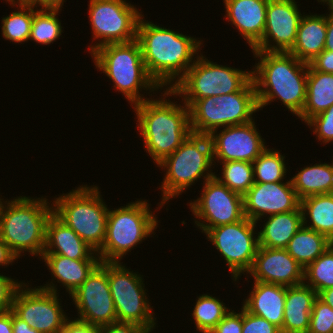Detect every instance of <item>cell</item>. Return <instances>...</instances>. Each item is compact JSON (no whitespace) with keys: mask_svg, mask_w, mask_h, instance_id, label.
<instances>
[{"mask_svg":"<svg viewBox=\"0 0 333 333\" xmlns=\"http://www.w3.org/2000/svg\"><path fill=\"white\" fill-rule=\"evenodd\" d=\"M143 17L138 21L136 40L146 70L161 90L172 89L194 64L203 40L166 29Z\"/></svg>","mask_w":333,"mask_h":333,"instance_id":"cell-1","label":"cell"},{"mask_svg":"<svg viewBox=\"0 0 333 333\" xmlns=\"http://www.w3.org/2000/svg\"><path fill=\"white\" fill-rule=\"evenodd\" d=\"M252 52L254 58L259 60L252 70L259 110L273 100H280L288 111L298 117L306 100L309 64L289 52Z\"/></svg>","mask_w":333,"mask_h":333,"instance_id":"cell-2","label":"cell"},{"mask_svg":"<svg viewBox=\"0 0 333 333\" xmlns=\"http://www.w3.org/2000/svg\"><path fill=\"white\" fill-rule=\"evenodd\" d=\"M163 92L159 99L151 97L132 105L144 149L156 165L172 154L192 133L189 107L185 103L181 105L169 100L168 97L174 96L172 89Z\"/></svg>","mask_w":333,"mask_h":333,"instance_id":"cell-3","label":"cell"},{"mask_svg":"<svg viewBox=\"0 0 333 333\" xmlns=\"http://www.w3.org/2000/svg\"><path fill=\"white\" fill-rule=\"evenodd\" d=\"M53 205L46 197H14L0 207V238L17 257L25 252L41 258L46 239V225ZM23 253V254H22ZM22 254V255H21Z\"/></svg>","mask_w":333,"mask_h":333,"instance_id":"cell-4","label":"cell"},{"mask_svg":"<svg viewBox=\"0 0 333 333\" xmlns=\"http://www.w3.org/2000/svg\"><path fill=\"white\" fill-rule=\"evenodd\" d=\"M91 57L97 70L112 80L115 90L122 93L131 105L149 99L140 93L142 90L154 94L161 89L146 70L137 40L102 45L91 53Z\"/></svg>","mask_w":333,"mask_h":333,"instance_id":"cell-5","label":"cell"},{"mask_svg":"<svg viewBox=\"0 0 333 333\" xmlns=\"http://www.w3.org/2000/svg\"><path fill=\"white\" fill-rule=\"evenodd\" d=\"M213 153L212 143L209 135L191 133L188 138L157 167L166 171L161 182L162 201L161 209L165 204L178 197L198 179L206 180L212 178ZM202 177V178H201Z\"/></svg>","mask_w":333,"mask_h":333,"instance_id":"cell-6","label":"cell"},{"mask_svg":"<svg viewBox=\"0 0 333 333\" xmlns=\"http://www.w3.org/2000/svg\"><path fill=\"white\" fill-rule=\"evenodd\" d=\"M97 185H82L55 197L53 214L70 227L96 253L106 237L109 208Z\"/></svg>","mask_w":333,"mask_h":333,"instance_id":"cell-7","label":"cell"},{"mask_svg":"<svg viewBox=\"0 0 333 333\" xmlns=\"http://www.w3.org/2000/svg\"><path fill=\"white\" fill-rule=\"evenodd\" d=\"M189 107L192 133L210 135L214 130L253 121L259 111L253 80L242 90L203 99H182Z\"/></svg>","mask_w":333,"mask_h":333,"instance_id":"cell-8","label":"cell"},{"mask_svg":"<svg viewBox=\"0 0 333 333\" xmlns=\"http://www.w3.org/2000/svg\"><path fill=\"white\" fill-rule=\"evenodd\" d=\"M149 206L146 199H137L126 206L109 209L105 241L97 252L100 261L121 262L131 249L155 233L159 221Z\"/></svg>","mask_w":333,"mask_h":333,"instance_id":"cell-9","label":"cell"},{"mask_svg":"<svg viewBox=\"0 0 333 333\" xmlns=\"http://www.w3.org/2000/svg\"><path fill=\"white\" fill-rule=\"evenodd\" d=\"M252 80L249 71L220 65L208 60L201 53L185 76L172 88L174 97L203 99L242 90Z\"/></svg>","mask_w":333,"mask_h":333,"instance_id":"cell-10","label":"cell"},{"mask_svg":"<svg viewBox=\"0 0 333 333\" xmlns=\"http://www.w3.org/2000/svg\"><path fill=\"white\" fill-rule=\"evenodd\" d=\"M121 262H106V272L118 322L135 323L151 332L156 327L153 306L143 277Z\"/></svg>","mask_w":333,"mask_h":333,"instance_id":"cell-11","label":"cell"},{"mask_svg":"<svg viewBox=\"0 0 333 333\" xmlns=\"http://www.w3.org/2000/svg\"><path fill=\"white\" fill-rule=\"evenodd\" d=\"M89 22L93 40L91 54L98 47L109 43H127L136 40L137 25L142 12L126 0H90ZM140 11V12H139Z\"/></svg>","mask_w":333,"mask_h":333,"instance_id":"cell-12","label":"cell"},{"mask_svg":"<svg viewBox=\"0 0 333 333\" xmlns=\"http://www.w3.org/2000/svg\"><path fill=\"white\" fill-rule=\"evenodd\" d=\"M255 227L256 222L244 217L238 222L219 225L205 232L206 239L224 258L235 282L242 274L249 272L257 254L259 239Z\"/></svg>","mask_w":333,"mask_h":333,"instance_id":"cell-13","label":"cell"},{"mask_svg":"<svg viewBox=\"0 0 333 333\" xmlns=\"http://www.w3.org/2000/svg\"><path fill=\"white\" fill-rule=\"evenodd\" d=\"M202 189L200 197L188 204L197 219L194 224L202 233L245 217L243 196L231 191L215 176L203 182Z\"/></svg>","mask_w":333,"mask_h":333,"instance_id":"cell-14","label":"cell"},{"mask_svg":"<svg viewBox=\"0 0 333 333\" xmlns=\"http://www.w3.org/2000/svg\"><path fill=\"white\" fill-rule=\"evenodd\" d=\"M58 297L59 293L23 283L15 294L12 311L40 333H58L70 318Z\"/></svg>","mask_w":333,"mask_h":333,"instance_id":"cell-15","label":"cell"},{"mask_svg":"<svg viewBox=\"0 0 333 333\" xmlns=\"http://www.w3.org/2000/svg\"><path fill=\"white\" fill-rule=\"evenodd\" d=\"M70 297L78 312L74 319L98 327L117 321L106 262L101 261Z\"/></svg>","mask_w":333,"mask_h":333,"instance_id":"cell-16","label":"cell"},{"mask_svg":"<svg viewBox=\"0 0 333 333\" xmlns=\"http://www.w3.org/2000/svg\"><path fill=\"white\" fill-rule=\"evenodd\" d=\"M299 9L295 0H269L264 34L252 51L289 52L303 16Z\"/></svg>","mask_w":333,"mask_h":333,"instance_id":"cell-17","label":"cell"},{"mask_svg":"<svg viewBox=\"0 0 333 333\" xmlns=\"http://www.w3.org/2000/svg\"><path fill=\"white\" fill-rule=\"evenodd\" d=\"M255 124L253 120L240 125L224 127L220 131L216 129L209 135L214 167L219 161L252 163L267 148L265 139H262Z\"/></svg>","mask_w":333,"mask_h":333,"instance_id":"cell-18","label":"cell"},{"mask_svg":"<svg viewBox=\"0 0 333 333\" xmlns=\"http://www.w3.org/2000/svg\"><path fill=\"white\" fill-rule=\"evenodd\" d=\"M243 204L245 217L258 223L267 215L295 211L300 199L290 178L285 182L254 183L243 195Z\"/></svg>","mask_w":333,"mask_h":333,"instance_id":"cell-19","label":"cell"},{"mask_svg":"<svg viewBox=\"0 0 333 333\" xmlns=\"http://www.w3.org/2000/svg\"><path fill=\"white\" fill-rule=\"evenodd\" d=\"M254 281L295 286L304 283V269L286 249L258 248L249 272Z\"/></svg>","mask_w":333,"mask_h":333,"instance_id":"cell-20","label":"cell"},{"mask_svg":"<svg viewBox=\"0 0 333 333\" xmlns=\"http://www.w3.org/2000/svg\"><path fill=\"white\" fill-rule=\"evenodd\" d=\"M269 0H223L225 19L238 29L252 49L264 34Z\"/></svg>","mask_w":333,"mask_h":333,"instance_id":"cell-21","label":"cell"},{"mask_svg":"<svg viewBox=\"0 0 333 333\" xmlns=\"http://www.w3.org/2000/svg\"><path fill=\"white\" fill-rule=\"evenodd\" d=\"M40 259L44 260L53 279L50 283L47 282L39 287L54 293H59L57 291V284L55 283L58 282L65 287L69 295L83 284L88 275L101 262L100 260H72L58 254H42ZM54 279L57 281H54Z\"/></svg>","mask_w":333,"mask_h":333,"instance_id":"cell-22","label":"cell"},{"mask_svg":"<svg viewBox=\"0 0 333 333\" xmlns=\"http://www.w3.org/2000/svg\"><path fill=\"white\" fill-rule=\"evenodd\" d=\"M43 254H58L72 260H100L99 255L54 214L46 225Z\"/></svg>","mask_w":333,"mask_h":333,"instance_id":"cell-23","label":"cell"},{"mask_svg":"<svg viewBox=\"0 0 333 333\" xmlns=\"http://www.w3.org/2000/svg\"><path fill=\"white\" fill-rule=\"evenodd\" d=\"M252 290L243 301V307L253 315L266 319L282 328L286 286L254 281Z\"/></svg>","mask_w":333,"mask_h":333,"instance_id":"cell-24","label":"cell"},{"mask_svg":"<svg viewBox=\"0 0 333 333\" xmlns=\"http://www.w3.org/2000/svg\"><path fill=\"white\" fill-rule=\"evenodd\" d=\"M317 292L301 283L286 286L284 321L281 333H307Z\"/></svg>","mask_w":333,"mask_h":333,"instance_id":"cell-25","label":"cell"},{"mask_svg":"<svg viewBox=\"0 0 333 333\" xmlns=\"http://www.w3.org/2000/svg\"><path fill=\"white\" fill-rule=\"evenodd\" d=\"M327 29L326 14H306L299 22L297 38L294 46L289 51L301 62L309 64L325 47Z\"/></svg>","mask_w":333,"mask_h":333,"instance_id":"cell-26","label":"cell"},{"mask_svg":"<svg viewBox=\"0 0 333 333\" xmlns=\"http://www.w3.org/2000/svg\"><path fill=\"white\" fill-rule=\"evenodd\" d=\"M263 229L258 231L259 246L285 249L292 237L303 226V215L299 206L289 211L267 216Z\"/></svg>","mask_w":333,"mask_h":333,"instance_id":"cell-27","label":"cell"},{"mask_svg":"<svg viewBox=\"0 0 333 333\" xmlns=\"http://www.w3.org/2000/svg\"><path fill=\"white\" fill-rule=\"evenodd\" d=\"M333 104V73L314 70L310 65L307 74L306 100L298 116L306 124L314 116L324 112Z\"/></svg>","mask_w":333,"mask_h":333,"instance_id":"cell-28","label":"cell"},{"mask_svg":"<svg viewBox=\"0 0 333 333\" xmlns=\"http://www.w3.org/2000/svg\"><path fill=\"white\" fill-rule=\"evenodd\" d=\"M298 198L333 193V161L303 167L291 178Z\"/></svg>","mask_w":333,"mask_h":333,"instance_id":"cell-29","label":"cell"},{"mask_svg":"<svg viewBox=\"0 0 333 333\" xmlns=\"http://www.w3.org/2000/svg\"><path fill=\"white\" fill-rule=\"evenodd\" d=\"M300 207L303 225L325 235L333 242V193L301 199Z\"/></svg>","mask_w":333,"mask_h":333,"instance_id":"cell-30","label":"cell"},{"mask_svg":"<svg viewBox=\"0 0 333 333\" xmlns=\"http://www.w3.org/2000/svg\"><path fill=\"white\" fill-rule=\"evenodd\" d=\"M332 244L325 235L303 225L285 249L305 269Z\"/></svg>","mask_w":333,"mask_h":333,"instance_id":"cell-31","label":"cell"},{"mask_svg":"<svg viewBox=\"0 0 333 333\" xmlns=\"http://www.w3.org/2000/svg\"><path fill=\"white\" fill-rule=\"evenodd\" d=\"M230 312V308L220 299L209 294L197 297L193 312L196 330L201 333L211 332L216 325Z\"/></svg>","mask_w":333,"mask_h":333,"instance_id":"cell-32","label":"cell"},{"mask_svg":"<svg viewBox=\"0 0 333 333\" xmlns=\"http://www.w3.org/2000/svg\"><path fill=\"white\" fill-rule=\"evenodd\" d=\"M12 6H18V11H13L2 18V37L10 42L22 44V42L29 41L30 38L34 6L25 1Z\"/></svg>","mask_w":333,"mask_h":333,"instance_id":"cell-33","label":"cell"},{"mask_svg":"<svg viewBox=\"0 0 333 333\" xmlns=\"http://www.w3.org/2000/svg\"><path fill=\"white\" fill-rule=\"evenodd\" d=\"M285 156L277 149L266 148L253 162L254 183L283 182L288 171Z\"/></svg>","mask_w":333,"mask_h":333,"instance_id":"cell-34","label":"cell"},{"mask_svg":"<svg viewBox=\"0 0 333 333\" xmlns=\"http://www.w3.org/2000/svg\"><path fill=\"white\" fill-rule=\"evenodd\" d=\"M31 25L30 41L42 45L53 44L63 33V27L59 20L60 9L36 8Z\"/></svg>","mask_w":333,"mask_h":333,"instance_id":"cell-35","label":"cell"},{"mask_svg":"<svg viewBox=\"0 0 333 333\" xmlns=\"http://www.w3.org/2000/svg\"><path fill=\"white\" fill-rule=\"evenodd\" d=\"M222 164V177L214 175L231 191L244 195L254 184L253 164L244 161H227Z\"/></svg>","mask_w":333,"mask_h":333,"instance_id":"cell-36","label":"cell"},{"mask_svg":"<svg viewBox=\"0 0 333 333\" xmlns=\"http://www.w3.org/2000/svg\"><path fill=\"white\" fill-rule=\"evenodd\" d=\"M304 283L317 294L333 287V244L304 269Z\"/></svg>","mask_w":333,"mask_h":333,"instance_id":"cell-37","label":"cell"},{"mask_svg":"<svg viewBox=\"0 0 333 333\" xmlns=\"http://www.w3.org/2000/svg\"><path fill=\"white\" fill-rule=\"evenodd\" d=\"M307 333H333V309L319 298L314 302Z\"/></svg>","mask_w":333,"mask_h":333,"instance_id":"cell-38","label":"cell"},{"mask_svg":"<svg viewBox=\"0 0 333 333\" xmlns=\"http://www.w3.org/2000/svg\"><path fill=\"white\" fill-rule=\"evenodd\" d=\"M313 134L323 144L333 143V104L324 112L314 116L307 123Z\"/></svg>","mask_w":333,"mask_h":333,"instance_id":"cell-39","label":"cell"},{"mask_svg":"<svg viewBox=\"0 0 333 333\" xmlns=\"http://www.w3.org/2000/svg\"><path fill=\"white\" fill-rule=\"evenodd\" d=\"M242 333H281L280 328L242 306Z\"/></svg>","mask_w":333,"mask_h":333,"instance_id":"cell-40","label":"cell"},{"mask_svg":"<svg viewBox=\"0 0 333 333\" xmlns=\"http://www.w3.org/2000/svg\"><path fill=\"white\" fill-rule=\"evenodd\" d=\"M23 281H17L0 273V314L11 311L13 300Z\"/></svg>","mask_w":333,"mask_h":333,"instance_id":"cell-41","label":"cell"},{"mask_svg":"<svg viewBox=\"0 0 333 333\" xmlns=\"http://www.w3.org/2000/svg\"><path fill=\"white\" fill-rule=\"evenodd\" d=\"M230 312L209 333H242V307L241 312Z\"/></svg>","mask_w":333,"mask_h":333,"instance_id":"cell-42","label":"cell"},{"mask_svg":"<svg viewBox=\"0 0 333 333\" xmlns=\"http://www.w3.org/2000/svg\"><path fill=\"white\" fill-rule=\"evenodd\" d=\"M99 333H150L141 326L130 322H114L99 327Z\"/></svg>","mask_w":333,"mask_h":333,"instance_id":"cell-43","label":"cell"},{"mask_svg":"<svg viewBox=\"0 0 333 333\" xmlns=\"http://www.w3.org/2000/svg\"><path fill=\"white\" fill-rule=\"evenodd\" d=\"M309 65L316 71L333 73V52L324 49Z\"/></svg>","mask_w":333,"mask_h":333,"instance_id":"cell-44","label":"cell"},{"mask_svg":"<svg viewBox=\"0 0 333 333\" xmlns=\"http://www.w3.org/2000/svg\"><path fill=\"white\" fill-rule=\"evenodd\" d=\"M58 333H99V327L69 318Z\"/></svg>","mask_w":333,"mask_h":333,"instance_id":"cell-45","label":"cell"},{"mask_svg":"<svg viewBox=\"0 0 333 333\" xmlns=\"http://www.w3.org/2000/svg\"><path fill=\"white\" fill-rule=\"evenodd\" d=\"M12 328H13V333H40L33 327H30L24 320L19 318L13 311H12Z\"/></svg>","mask_w":333,"mask_h":333,"instance_id":"cell-46","label":"cell"},{"mask_svg":"<svg viewBox=\"0 0 333 333\" xmlns=\"http://www.w3.org/2000/svg\"><path fill=\"white\" fill-rule=\"evenodd\" d=\"M25 2L35 6L36 8L60 9L61 11L66 0H25Z\"/></svg>","mask_w":333,"mask_h":333,"instance_id":"cell-47","label":"cell"},{"mask_svg":"<svg viewBox=\"0 0 333 333\" xmlns=\"http://www.w3.org/2000/svg\"><path fill=\"white\" fill-rule=\"evenodd\" d=\"M18 258L10 251L9 247L0 238V266L7 267Z\"/></svg>","mask_w":333,"mask_h":333,"instance_id":"cell-48","label":"cell"},{"mask_svg":"<svg viewBox=\"0 0 333 333\" xmlns=\"http://www.w3.org/2000/svg\"><path fill=\"white\" fill-rule=\"evenodd\" d=\"M0 333H13L12 310L0 314Z\"/></svg>","mask_w":333,"mask_h":333,"instance_id":"cell-49","label":"cell"},{"mask_svg":"<svg viewBox=\"0 0 333 333\" xmlns=\"http://www.w3.org/2000/svg\"><path fill=\"white\" fill-rule=\"evenodd\" d=\"M325 50L333 52V17L327 14Z\"/></svg>","mask_w":333,"mask_h":333,"instance_id":"cell-50","label":"cell"},{"mask_svg":"<svg viewBox=\"0 0 333 333\" xmlns=\"http://www.w3.org/2000/svg\"><path fill=\"white\" fill-rule=\"evenodd\" d=\"M318 298L333 309V287L322 290Z\"/></svg>","mask_w":333,"mask_h":333,"instance_id":"cell-51","label":"cell"},{"mask_svg":"<svg viewBox=\"0 0 333 333\" xmlns=\"http://www.w3.org/2000/svg\"><path fill=\"white\" fill-rule=\"evenodd\" d=\"M8 2V4L11 5H15V4H18V3H21V2H24L25 0H5ZM10 2V3H9Z\"/></svg>","mask_w":333,"mask_h":333,"instance_id":"cell-52","label":"cell"},{"mask_svg":"<svg viewBox=\"0 0 333 333\" xmlns=\"http://www.w3.org/2000/svg\"><path fill=\"white\" fill-rule=\"evenodd\" d=\"M328 7V12H329V15H331L332 17H333V1L329 4V5H327Z\"/></svg>","mask_w":333,"mask_h":333,"instance_id":"cell-53","label":"cell"},{"mask_svg":"<svg viewBox=\"0 0 333 333\" xmlns=\"http://www.w3.org/2000/svg\"><path fill=\"white\" fill-rule=\"evenodd\" d=\"M319 3L321 2V4H322V2H323V4H326L325 6H327V5H329L333 0H317Z\"/></svg>","mask_w":333,"mask_h":333,"instance_id":"cell-54","label":"cell"},{"mask_svg":"<svg viewBox=\"0 0 333 333\" xmlns=\"http://www.w3.org/2000/svg\"><path fill=\"white\" fill-rule=\"evenodd\" d=\"M3 198L1 199V197H0V207H1V205H2V202H3Z\"/></svg>","mask_w":333,"mask_h":333,"instance_id":"cell-55","label":"cell"}]
</instances>
